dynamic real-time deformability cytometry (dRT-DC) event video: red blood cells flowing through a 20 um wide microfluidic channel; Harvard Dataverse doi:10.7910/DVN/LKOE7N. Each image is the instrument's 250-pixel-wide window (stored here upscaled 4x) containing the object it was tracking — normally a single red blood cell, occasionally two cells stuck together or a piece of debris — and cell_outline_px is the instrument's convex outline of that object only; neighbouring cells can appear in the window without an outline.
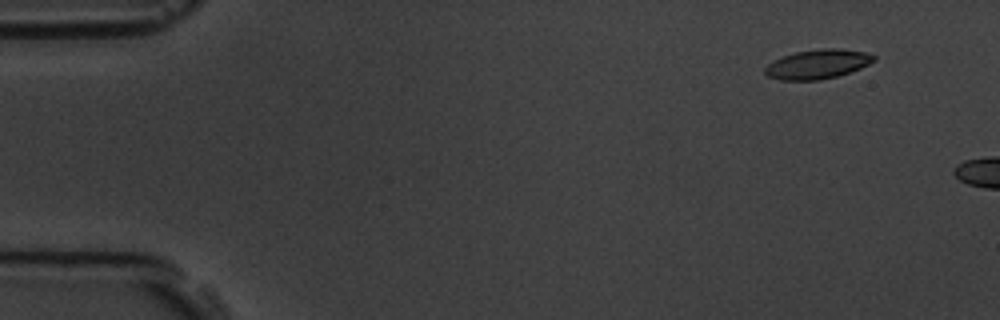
{"species": "common noctule bat (a hibernating species)", "species_latin": "Nyctalus noctula", "temperature_condition": "room temperature", "stored_images_in_passage": 4, "camera_frame_rate_fps": 3000, "um_per_image_px": 0.085, "animal": {"sex": "male", "body_mass_g": 19.5, "forearm_length_mm": 54.6}, "frame": {"image": 1, "passage_image": 2, "time_ms": 1.333, "image_size_px": [1000, 320], "cell_outline_px": [[876, 60], [860, 68], [836, 76], [820, 80], [780, 80], [768, 76], [764, 72], [764, 68], [772, 60], [796, 52], [824, 48], [840, 48], [864, 52], [876, 56]], "centroid_in_image_um": [69.48, 5.45], "position_along_channel_um": 15.5, "area_um2": 18.5}}